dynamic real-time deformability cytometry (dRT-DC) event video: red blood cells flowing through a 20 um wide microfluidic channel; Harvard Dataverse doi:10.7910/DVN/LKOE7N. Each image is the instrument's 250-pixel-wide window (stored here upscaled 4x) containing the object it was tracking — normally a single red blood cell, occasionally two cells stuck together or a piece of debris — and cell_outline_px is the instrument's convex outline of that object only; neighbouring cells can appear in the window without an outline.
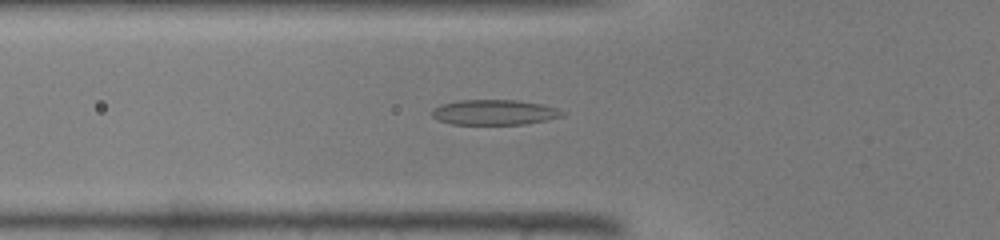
{"species": "common noctule bat (a hibernating species)", "species_latin": "Nyctalus noctula", "temperature_condition": "warm", "stored_images_in_passage": 44, "camera_frame_rate_fps": 3000, "um_per_image_px": 0.085, "animal": {"sex": "male", "body_mass_g": 19.0, "forearm_length_mm": 50.8}, "frame": {"image": 1, "passage_image": 16, "time_ms": 5.0, "image_size_px": [1000, 240], "cell_outline_px": [[564, 116], [548, 120], [528, 124], [452, 124], [440, 120], [432, 116], [432, 112], [440, 104], [460, 100], [516, 100], [540, 104], [556, 108], [564, 112]], "centroid_in_image_um": [42.05, 9.55], "position_along_channel_um": 83.7, "area_um2": 19.02}}
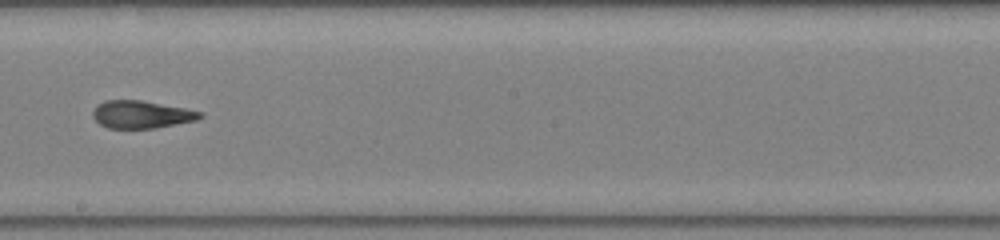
{"frame": {"image": 2, "passage_image": 26, "time_ms": 8.333, "image_size_px": [1000, 240], "cell_outline_px": [[204, 116], [196, 120], [156, 128], [108, 128], [100, 124], [92, 116], [92, 112], [100, 104], [108, 100], [140, 100], [184, 108], [200, 112]], "centroid_in_image_um": [12.02, 9.74], "position_along_channel_um": 236.2, "area_um2": 16.94}}
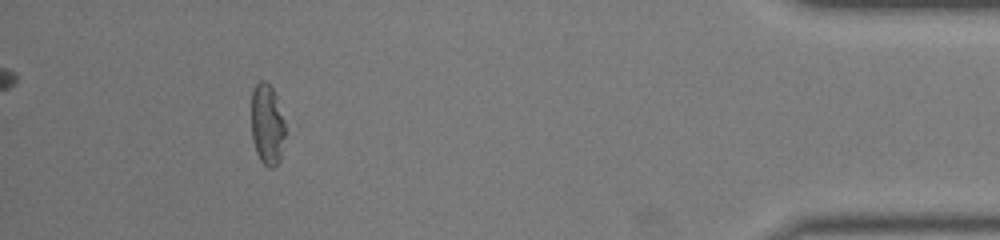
{"frame": {"image": 3, "passage_image": 41, "time_ms": 13.333, "image_size_px": [1000, 240], "cell_outline_px": [[284, 136], [280, 160], [272, 168], [268, 168], [260, 160], [256, 152], [252, 140], [252, 92], [256, 84], [260, 80], [264, 80], [272, 88], [276, 96], [284, 120]], "centroid_in_image_um": [22.7, 10.59], "position_along_channel_um": 412.5, "area_um2": 15.84}}